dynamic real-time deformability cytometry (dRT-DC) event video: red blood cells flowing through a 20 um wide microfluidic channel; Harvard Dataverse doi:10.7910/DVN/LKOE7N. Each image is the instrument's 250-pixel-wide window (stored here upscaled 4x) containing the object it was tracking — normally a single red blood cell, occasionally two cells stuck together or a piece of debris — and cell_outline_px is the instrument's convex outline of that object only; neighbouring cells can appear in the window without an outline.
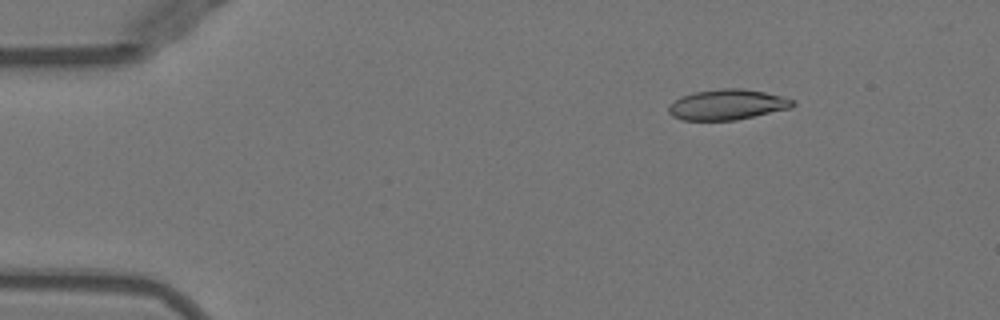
{"species": "Egyptian fruit bat (a non-hibernating species)", "species_latin": "Rousettus aegyptiacus", "temperature_condition": "warm", "stored_images_in_passage": 40, "camera_frame_rate_fps": 3000, "um_per_image_px": 0.085, "animal": {"sex": "female"}, "frame": {"image": 1, "passage_image": 1, "time_ms": 0.0, "image_size_px": [1000, 320], "cell_outline_px": [[796, 104], [792, 108], [736, 120], [680, 120], [672, 116], [668, 112], [668, 104], [680, 96], [692, 92], [720, 88], [744, 88], [764, 92], [796, 100]], "centroid_in_image_um": [61.8, 8.89], "position_along_channel_um": 23.2, "area_um2": 22.37}}
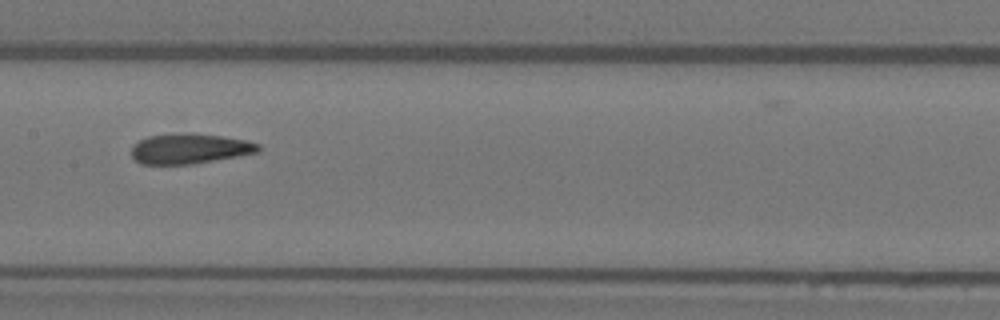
{"frame": {"image": 2, "passage_image": 20, "time_ms": 6.333, "image_size_px": [1000, 320], "cell_outline_px": [[260, 152], [192, 164], [140, 164], [132, 156], [132, 148], [140, 140], [148, 136], [192, 132], [248, 140], [260, 144]], "centroid_in_image_um": [16.16, 12.63], "position_along_channel_um": 191.2, "area_um2": 22.25}}
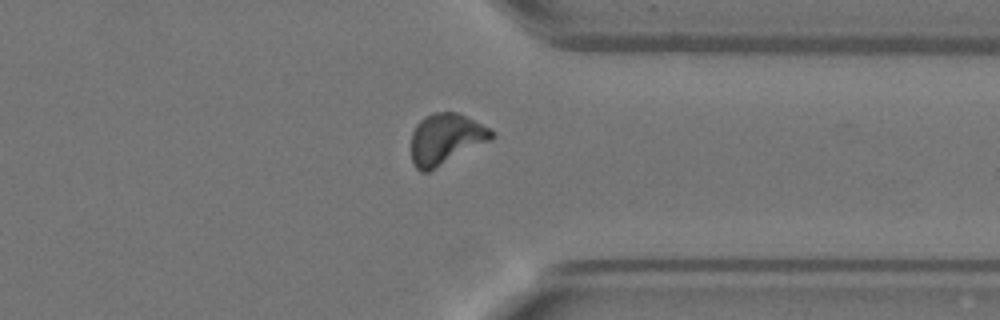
{"frame": {"image": 3, "passage_image": 34, "time_ms": 11.0, "image_size_px": [1000, 320], "cell_outline_px": [[496, 136], [492, 140], [428, 172], [420, 172], [412, 164], [412, 132], [416, 124], [424, 116], [432, 112], [456, 112], [496, 132]], "centroid_in_image_um": [37.88, 11.82], "position_along_channel_um": 373.5, "area_um2": 23.87}}